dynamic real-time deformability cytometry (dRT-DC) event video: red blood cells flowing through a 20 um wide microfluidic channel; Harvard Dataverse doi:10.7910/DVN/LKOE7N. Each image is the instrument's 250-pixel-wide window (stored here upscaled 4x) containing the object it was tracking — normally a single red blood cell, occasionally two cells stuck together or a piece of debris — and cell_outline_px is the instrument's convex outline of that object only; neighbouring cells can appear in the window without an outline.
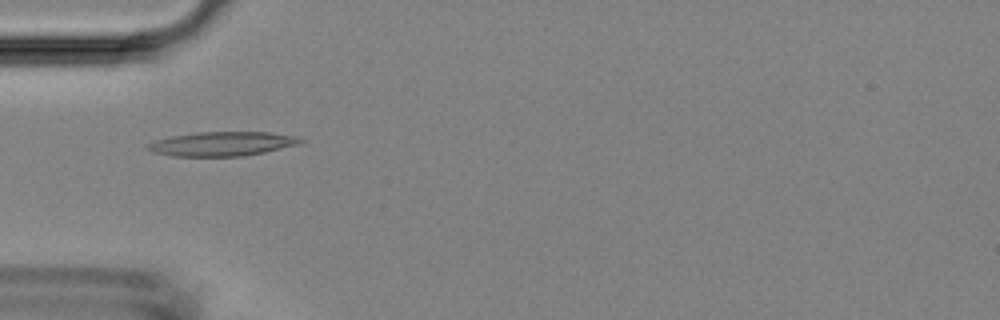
{"species": "Egyptian fruit bat (a non-hibernating species)", "species_latin": "Rousettus aegyptiacus", "temperature_condition": "room temperature", "stored_images_in_passage": 7, "camera_frame_rate_fps": 3000, "um_per_image_px": 0.085, "animal": {"sex": "female"}, "frame": {"image": 1, "passage_image": 5, "time_ms": 4.667, "image_size_px": [1000, 320], "cell_outline_px": [[304, 140], [300, 144], [264, 152], [244, 156], [172, 156], [152, 152], [144, 148], [144, 144], [152, 140], [172, 136], [196, 132], [268, 132], [300, 136]], "centroid_in_image_um": [18.84, 12.22], "position_along_channel_um": 66.2, "area_um2": 21.91}}
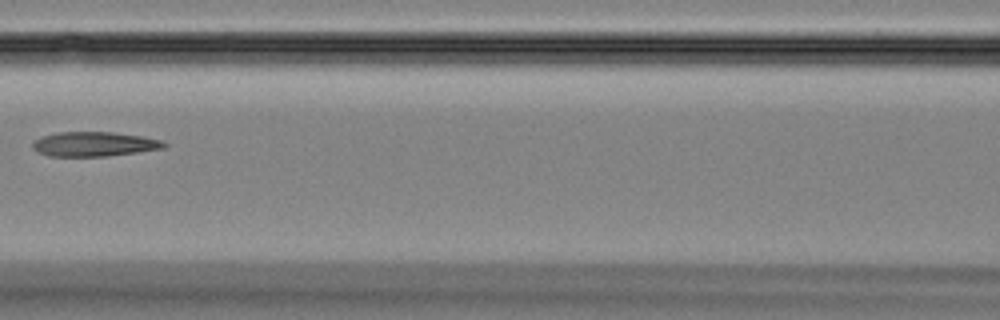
{"frame": {"image": 2, "passage_image": 7, "time_ms": 7.0, "image_size_px": [1000, 320], "cell_outline_px": [[168, 144], [164, 148], [108, 156], [48, 156], [36, 152], [32, 148], [32, 144], [36, 140], [44, 136], [60, 132], [112, 132], [144, 136], [160, 140]], "centroid_in_image_um": [8.01, 12.25], "position_along_channel_um": 158.6, "area_um2": 18.73}}